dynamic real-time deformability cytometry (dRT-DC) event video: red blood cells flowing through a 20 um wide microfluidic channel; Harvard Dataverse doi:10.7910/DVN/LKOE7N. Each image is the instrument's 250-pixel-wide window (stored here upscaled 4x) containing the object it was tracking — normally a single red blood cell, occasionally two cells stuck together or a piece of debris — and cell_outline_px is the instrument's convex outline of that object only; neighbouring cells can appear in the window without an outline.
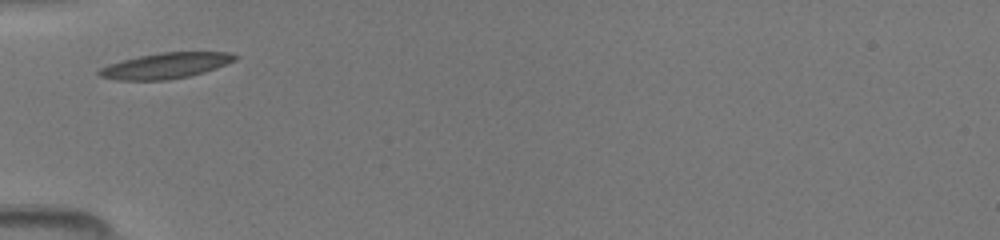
{"species": "common noctule bat (a hibernating species)", "species_latin": "Nyctalus noctula", "temperature_condition": "room temperature", "stored_images_in_passage": 9, "camera_frame_rate_fps": 3000, "um_per_image_px": 0.085, "animal": {"sex": "female", "body_mass_g": 19.5, "forearm_length_mm": 54.1}, "frame": {"image": 1, "passage_image": 1, "time_ms": 0.0, "image_size_px": [1000, 240], "cell_outline_px": [[240, 56], [236, 60], [216, 68], [204, 72], [188, 76], [168, 80], [116, 80], [100, 76], [96, 72], [100, 68], [108, 64], [140, 56], [160, 52], [228, 52]], "centroid_in_image_um": [14.09, 5.58], "position_along_channel_um": 70.9, "area_um2": 20.29}}
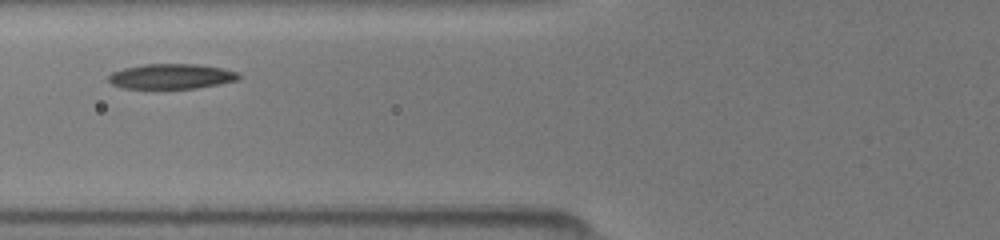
{"frame": {"image": 2, "passage_image": 4, "time_ms": 1.0, "image_size_px": [1000, 240], "cell_outline_px": [[240, 80], [220, 84], [196, 88], [120, 88], [112, 84], [108, 80], [108, 76], [112, 72], [124, 68], [144, 64], [196, 64], [220, 68], [240, 72]], "centroid_in_image_um": [14.58, 6.49], "position_along_channel_um": 111.2, "area_um2": 19.07}}